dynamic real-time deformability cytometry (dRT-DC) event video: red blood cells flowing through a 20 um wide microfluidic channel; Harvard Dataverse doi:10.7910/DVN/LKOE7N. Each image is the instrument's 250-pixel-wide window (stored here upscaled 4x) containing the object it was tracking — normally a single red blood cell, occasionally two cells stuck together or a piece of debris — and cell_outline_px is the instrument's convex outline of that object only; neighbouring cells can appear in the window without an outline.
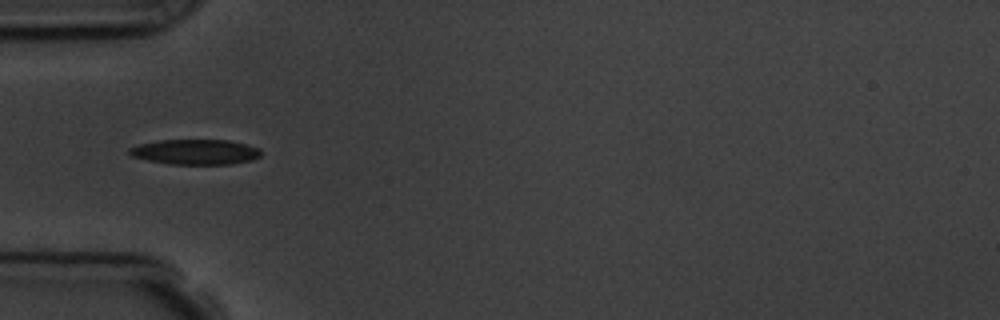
{"species": "common noctule bat (a hibernating species)", "species_latin": "Nyctalus noctula", "temperature_condition": "room temperature", "stored_images_in_passage": 1, "camera_frame_rate_fps": 3000, "um_per_image_px": 0.085, "animal": {"sex": "male", "body_mass_g": 19.5, "forearm_length_mm": 54.6}, "frame": {"image": 1, "passage_image": 1, "time_ms": 0.0, "image_size_px": [1000, 320], "cell_outline_px": [[260, 156], [252, 160], [232, 164], [168, 164], [148, 160], [132, 156], [128, 152], [128, 148], [140, 144], [160, 140], [228, 140], [260, 148]], "centroid_in_image_um": [16.6, 12.92], "position_along_channel_um": 68.4, "area_um2": 19.25}}